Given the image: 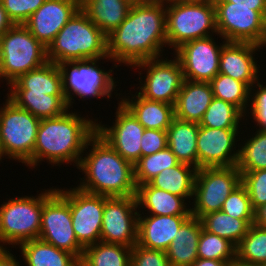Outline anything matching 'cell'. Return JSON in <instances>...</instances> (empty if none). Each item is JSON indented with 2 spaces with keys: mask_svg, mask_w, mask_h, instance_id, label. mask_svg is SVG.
Here are the masks:
<instances>
[{
  "mask_svg": "<svg viewBox=\"0 0 266 266\" xmlns=\"http://www.w3.org/2000/svg\"><path fill=\"white\" fill-rule=\"evenodd\" d=\"M165 6L164 0L132 4L126 19L107 35L108 56L132 68L163 56L167 46Z\"/></svg>",
  "mask_w": 266,
  "mask_h": 266,
  "instance_id": "cell-1",
  "label": "cell"
},
{
  "mask_svg": "<svg viewBox=\"0 0 266 266\" xmlns=\"http://www.w3.org/2000/svg\"><path fill=\"white\" fill-rule=\"evenodd\" d=\"M94 120V121H93ZM86 119L67 110L61 116L41 119L32 154V168L46 159L51 165L73 163L78 166L88 149L89 139L96 133L98 120Z\"/></svg>",
  "mask_w": 266,
  "mask_h": 266,
  "instance_id": "cell-2",
  "label": "cell"
},
{
  "mask_svg": "<svg viewBox=\"0 0 266 266\" xmlns=\"http://www.w3.org/2000/svg\"><path fill=\"white\" fill-rule=\"evenodd\" d=\"M89 153L77 166L85 174L77 188L107 197L136 195L134 165L120 156L97 132L89 139Z\"/></svg>",
  "mask_w": 266,
  "mask_h": 266,
  "instance_id": "cell-3",
  "label": "cell"
},
{
  "mask_svg": "<svg viewBox=\"0 0 266 266\" xmlns=\"http://www.w3.org/2000/svg\"><path fill=\"white\" fill-rule=\"evenodd\" d=\"M49 62L55 64L86 59H108L107 35L79 9L47 48Z\"/></svg>",
  "mask_w": 266,
  "mask_h": 266,
  "instance_id": "cell-4",
  "label": "cell"
},
{
  "mask_svg": "<svg viewBox=\"0 0 266 266\" xmlns=\"http://www.w3.org/2000/svg\"><path fill=\"white\" fill-rule=\"evenodd\" d=\"M165 22L167 45L174 50L188 41L218 35L213 0L166 1Z\"/></svg>",
  "mask_w": 266,
  "mask_h": 266,
  "instance_id": "cell-5",
  "label": "cell"
},
{
  "mask_svg": "<svg viewBox=\"0 0 266 266\" xmlns=\"http://www.w3.org/2000/svg\"><path fill=\"white\" fill-rule=\"evenodd\" d=\"M0 55L2 78L8 86L48 62L47 48L23 24H14L0 37Z\"/></svg>",
  "mask_w": 266,
  "mask_h": 266,
  "instance_id": "cell-6",
  "label": "cell"
},
{
  "mask_svg": "<svg viewBox=\"0 0 266 266\" xmlns=\"http://www.w3.org/2000/svg\"><path fill=\"white\" fill-rule=\"evenodd\" d=\"M39 239L81 259L84 247L78 242L72 226L68 189L52 187L43 192Z\"/></svg>",
  "mask_w": 266,
  "mask_h": 266,
  "instance_id": "cell-7",
  "label": "cell"
},
{
  "mask_svg": "<svg viewBox=\"0 0 266 266\" xmlns=\"http://www.w3.org/2000/svg\"><path fill=\"white\" fill-rule=\"evenodd\" d=\"M41 119L6 99L0 107V139L9 159L32 167V154Z\"/></svg>",
  "mask_w": 266,
  "mask_h": 266,
  "instance_id": "cell-8",
  "label": "cell"
},
{
  "mask_svg": "<svg viewBox=\"0 0 266 266\" xmlns=\"http://www.w3.org/2000/svg\"><path fill=\"white\" fill-rule=\"evenodd\" d=\"M0 206V248L38 239L41 229L43 193L16 197ZM3 244H2V243Z\"/></svg>",
  "mask_w": 266,
  "mask_h": 266,
  "instance_id": "cell-9",
  "label": "cell"
},
{
  "mask_svg": "<svg viewBox=\"0 0 266 266\" xmlns=\"http://www.w3.org/2000/svg\"><path fill=\"white\" fill-rule=\"evenodd\" d=\"M101 59H86L57 64L62 74L63 93L67 100L69 110L74 103L73 94L85 98L110 99L117 84L112 75L113 69L105 71L98 68ZM116 84V85H115ZM73 92V93H71Z\"/></svg>",
  "mask_w": 266,
  "mask_h": 266,
  "instance_id": "cell-10",
  "label": "cell"
},
{
  "mask_svg": "<svg viewBox=\"0 0 266 266\" xmlns=\"http://www.w3.org/2000/svg\"><path fill=\"white\" fill-rule=\"evenodd\" d=\"M241 184V173L236 166L197 169L194 183V206L191 216H202L222 209L224 201Z\"/></svg>",
  "mask_w": 266,
  "mask_h": 266,
  "instance_id": "cell-11",
  "label": "cell"
},
{
  "mask_svg": "<svg viewBox=\"0 0 266 266\" xmlns=\"http://www.w3.org/2000/svg\"><path fill=\"white\" fill-rule=\"evenodd\" d=\"M217 32L227 42L266 41V19L254 7L232 6V2H214Z\"/></svg>",
  "mask_w": 266,
  "mask_h": 266,
  "instance_id": "cell-12",
  "label": "cell"
},
{
  "mask_svg": "<svg viewBox=\"0 0 266 266\" xmlns=\"http://www.w3.org/2000/svg\"><path fill=\"white\" fill-rule=\"evenodd\" d=\"M174 58L149 59L133 66L147 70L144 81L139 77L141 85L138 93L142 97L175 105L184 77L179 60L175 56Z\"/></svg>",
  "mask_w": 266,
  "mask_h": 266,
  "instance_id": "cell-13",
  "label": "cell"
},
{
  "mask_svg": "<svg viewBox=\"0 0 266 266\" xmlns=\"http://www.w3.org/2000/svg\"><path fill=\"white\" fill-rule=\"evenodd\" d=\"M137 208L136 196H105L100 241L133 247L137 243Z\"/></svg>",
  "mask_w": 266,
  "mask_h": 266,
  "instance_id": "cell-14",
  "label": "cell"
},
{
  "mask_svg": "<svg viewBox=\"0 0 266 266\" xmlns=\"http://www.w3.org/2000/svg\"><path fill=\"white\" fill-rule=\"evenodd\" d=\"M212 36L182 44L175 52L186 80L210 82L219 73L220 52L227 43L217 45Z\"/></svg>",
  "mask_w": 266,
  "mask_h": 266,
  "instance_id": "cell-15",
  "label": "cell"
},
{
  "mask_svg": "<svg viewBox=\"0 0 266 266\" xmlns=\"http://www.w3.org/2000/svg\"><path fill=\"white\" fill-rule=\"evenodd\" d=\"M105 196L69 189L72 226L78 242L85 248L100 241Z\"/></svg>",
  "mask_w": 266,
  "mask_h": 266,
  "instance_id": "cell-16",
  "label": "cell"
},
{
  "mask_svg": "<svg viewBox=\"0 0 266 266\" xmlns=\"http://www.w3.org/2000/svg\"><path fill=\"white\" fill-rule=\"evenodd\" d=\"M117 104L114 125L107 126L97 122L96 132L120 156L134 165L141 158V137L145 128L120 101Z\"/></svg>",
  "mask_w": 266,
  "mask_h": 266,
  "instance_id": "cell-17",
  "label": "cell"
},
{
  "mask_svg": "<svg viewBox=\"0 0 266 266\" xmlns=\"http://www.w3.org/2000/svg\"><path fill=\"white\" fill-rule=\"evenodd\" d=\"M238 130L239 128L219 129L199 126L197 169L236 166L238 150L235 142H238L236 139L240 132Z\"/></svg>",
  "mask_w": 266,
  "mask_h": 266,
  "instance_id": "cell-18",
  "label": "cell"
},
{
  "mask_svg": "<svg viewBox=\"0 0 266 266\" xmlns=\"http://www.w3.org/2000/svg\"><path fill=\"white\" fill-rule=\"evenodd\" d=\"M80 9V0H46L23 24L46 48Z\"/></svg>",
  "mask_w": 266,
  "mask_h": 266,
  "instance_id": "cell-19",
  "label": "cell"
},
{
  "mask_svg": "<svg viewBox=\"0 0 266 266\" xmlns=\"http://www.w3.org/2000/svg\"><path fill=\"white\" fill-rule=\"evenodd\" d=\"M259 49L261 46L253 43L227 42L220 52L219 73L244 82L253 94L260 72L253 54Z\"/></svg>",
  "mask_w": 266,
  "mask_h": 266,
  "instance_id": "cell-20",
  "label": "cell"
},
{
  "mask_svg": "<svg viewBox=\"0 0 266 266\" xmlns=\"http://www.w3.org/2000/svg\"><path fill=\"white\" fill-rule=\"evenodd\" d=\"M139 211L137 244L166 252L181 225L191 215H147Z\"/></svg>",
  "mask_w": 266,
  "mask_h": 266,
  "instance_id": "cell-21",
  "label": "cell"
},
{
  "mask_svg": "<svg viewBox=\"0 0 266 266\" xmlns=\"http://www.w3.org/2000/svg\"><path fill=\"white\" fill-rule=\"evenodd\" d=\"M213 98L210 82L184 79L174 105L175 118L199 123Z\"/></svg>",
  "mask_w": 266,
  "mask_h": 266,
  "instance_id": "cell-22",
  "label": "cell"
},
{
  "mask_svg": "<svg viewBox=\"0 0 266 266\" xmlns=\"http://www.w3.org/2000/svg\"><path fill=\"white\" fill-rule=\"evenodd\" d=\"M120 99V102L145 129L167 131L175 118L174 105L148 100L138 92L134 96L132 95L131 99L126 96Z\"/></svg>",
  "mask_w": 266,
  "mask_h": 266,
  "instance_id": "cell-23",
  "label": "cell"
},
{
  "mask_svg": "<svg viewBox=\"0 0 266 266\" xmlns=\"http://www.w3.org/2000/svg\"><path fill=\"white\" fill-rule=\"evenodd\" d=\"M9 86L10 93L64 95L61 71L57 64L49 61L43 66L21 75Z\"/></svg>",
  "mask_w": 266,
  "mask_h": 266,
  "instance_id": "cell-24",
  "label": "cell"
},
{
  "mask_svg": "<svg viewBox=\"0 0 266 266\" xmlns=\"http://www.w3.org/2000/svg\"><path fill=\"white\" fill-rule=\"evenodd\" d=\"M137 206L148 210L149 215H191V207L185 198L165 190L157 189L149 183L137 186Z\"/></svg>",
  "mask_w": 266,
  "mask_h": 266,
  "instance_id": "cell-25",
  "label": "cell"
},
{
  "mask_svg": "<svg viewBox=\"0 0 266 266\" xmlns=\"http://www.w3.org/2000/svg\"><path fill=\"white\" fill-rule=\"evenodd\" d=\"M201 230V221L194 216H190L181 225L166 251L171 266H192L198 259L197 246Z\"/></svg>",
  "mask_w": 266,
  "mask_h": 266,
  "instance_id": "cell-26",
  "label": "cell"
},
{
  "mask_svg": "<svg viewBox=\"0 0 266 266\" xmlns=\"http://www.w3.org/2000/svg\"><path fill=\"white\" fill-rule=\"evenodd\" d=\"M131 6L128 0H80V9L106 35L126 19Z\"/></svg>",
  "mask_w": 266,
  "mask_h": 266,
  "instance_id": "cell-27",
  "label": "cell"
},
{
  "mask_svg": "<svg viewBox=\"0 0 266 266\" xmlns=\"http://www.w3.org/2000/svg\"><path fill=\"white\" fill-rule=\"evenodd\" d=\"M199 123L174 118L167 129V146L180 163L197 168V136Z\"/></svg>",
  "mask_w": 266,
  "mask_h": 266,
  "instance_id": "cell-28",
  "label": "cell"
},
{
  "mask_svg": "<svg viewBox=\"0 0 266 266\" xmlns=\"http://www.w3.org/2000/svg\"><path fill=\"white\" fill-rule=\"evenodd\" d=\"M18 246L27 266H80L75 255L39 238L25 241Z\"/></svg>",
  "mask_w": 266,
  "mask_h": 266,
  "instance_id": "cell-29",
  "label": "cell"
},
{
  "mask_svg": "<svg viewBox=\"0 0 266 266\" xmlns=\"http://www.w3.org/2000/svg\"><path fill=\"white\" fill-rule=\"evenodd\" d=\"M7 98L17 107L29 111L39 119L55 118L69 109L65 95L8 93Z\"/></svg>",
  "mask_w": 266,
  "mask_h": 266,
  "instance_id": "cell-30",
  "label": "cell"
},
{
  "mask_svg": "<svg viewBox=\"0 0 266 266\" xmlns=\"http://www.w3.org/2000/svg\"><path fill=\"white\" fill-rule=\"evenodd\" d=\"M192 167V168H191ZM197 168L186 163L164 169L148 183L160 190H165L185 199H193Z\"/></svg>",
  "mask_w": 266,
  "mask_h": 266,
  "instance_id": "cell-31",
  "label": "cell"
},
{
  "mask_svg": "<svg viewBox=\"0 0 266 266\" xmlns=\"http://www.w3.org/2000/svg\"><path fill=\"white\" fill-rule=\"evenodd\" d=\"M132 247L99 241L83 249L80 266H131Z\"/></svg>",
  "mask_w": 266,
  "mask_h": 266,
  "instance_id": "cell-32",
  "label": "cell"
},
{
  "mask_svg": "<svg viewBox=\"0 0 266 266\" xmlns=\"http://www.w3.org/2000/svg\"><path fill=\"white\" fill-rule=\"evenodd\" d=\"M202 228L212 234L228 239L237 246L246 235L254 219H237L222 210L208 213L200 218Z\"/></svg>",
  "mask_w": 266,
  "mask_h": 266,
  "instance_id": "cell-33",
  "label": "cell"
},
{
  "mask_svg": "<svg viewBox=\"0 0 266 266\" xmlns=\"http://www.w3.org/2000/svg\"><path fill=\"white\" fill-rule=\"evenodd\" d=\"M215 98L224 100L236 106L245 116L250 103V88L244 83L230 76L218 73L210 81Z\"/></svg>",
  "mask_w": 266,
  "mask_h": 266,
  "instance_id": "cell-34",
  "label": "cell"
},
{
  "mask_svg": "<svg viewBox=\"0 0 266 266\" xmlns=\"http://www.w3.org/2000/svg\"><path fill=\"white\" fill-rule=\"evenodd\" d=\"M236 260L266 266V228L251 224L236 246Z\"/></svg>",
  "mask_w": 266,
  "mask_h": 266,
  "instance_id": "cell-35",
  "label": "cell"
},
{
  "mask_svg": "<svg viewBox=\"0 0 266 266\" xmlns=\"http://www.w3.org/2000/svg\"><path fill=\"white\" fill-rule=\"evenodd\" d=\"M255 133L238 149L236 168L240 172L266 169V131L256 128Z\"/></svg>",
  "mask_w": 266,
  "mask_h": 266,
  "instance_id": "cell-36",
  "label": "cell"
},
{
  "mask_svg": "<svg viewBox=\"0 0 266 266\" xmlns=\"http://www.w3.org/2000/svg\"><path fill=\"white\" fill-rule=\"evenodd\" d=\"M178 163L179 161L168 146L159 152L141 157L134 164L136 187L148 183L164 169L174 167Z\"/></svg>",
  "mask_w": 266,
  "mask_h": 266,
  "instance_id": "cell-37",
  "label": "cell"
},
{
  "mask_svg": "<svg viewBox=\"0 0 266 266\" xmlns=\"http://www.w3.org/2000/svg\"><path fill=\"white\" fill-rule=\"evenodd\" d=\"M243 117L244 114L236 106L214 97L199 126L219 129L240 128L239 123Z\"/></svg>",
  "mask_w": 266,
  "mask_h": 266,
  "instance_id": "cell-38",
  "label": "cell"
},
{
  "mask_svg": "<svg viewBox=\"0 0 266 266\" xmlns=\"http://www.w3.org/2000/svg\"><path fill=\"white\" fill-rule=\"evenodd\" d=\"M198 258L226 261L232 265L236 261V246L228 239L212 234L202 228L197 246Z\"/></svg>",
  "mask_w": 266,
  "mask_h": 266,
  "instance_id": "cell-39",
  "label": "cell"
},
{
  "mask_svg": "<svg viewBox=\"0 0 266 266\" xmlns=\"http://www.w3.org/2000/svg\"><path fill=\"white\" fill-rule=\"evenodd\" d=\"M227 215L237 219H254V210L246 188L240 184L224 201L221 209Z\"/></svg>",
  "mask_w": 266,
  "mask_h": 266,
  "instance_id": "cell-40",
  "label": "cell"
},
{
  "mask_svg": "<svg viewBox=\"0 0 266 266\" xmlns=\"http://www.w3.org/2000/svg\"><path fill=\"white\" fill-rule=\"evenodd\" d=\"M240 173L241 184L246 188L251 206L255 211L266 204V169Z\"/></svg>",
  "mask_w": 266,
  "mask_h": 266,
  "instance_id": "cell-41",
  "label": "cell"
},
{
  "mask_svg": "<svg viewBox=\"0 0 266 266\" xmlns=\"http://www.w3.org/2000/svg\"><path fill=\"white\" fill-rule=\"evenodd\" d=\"M46 0H0L13 24H24Z\"/></svg>",
  "mask_w": 266,
  "mask_h": 266,
  "instance_id": "cell-42",
  "label": "cell"
},
{
  "mask_svg": "<svg viewBox=\"0 0 266 266\" xmlns=\"http://www.w3.org/2000/svg\"><path fill=\"white\" fill-rule=\"evenodd\" d=\"M131 266H171L164 251L145 248L139 244L132 247Z\"/></svg>",
  "mask_w": 266,
  "mask_h": 266,
  "instance_id": "cell-43",
  "label": "cell"
},
{
  "mask_svg": "<svg viewBox=\"0 0 266 266\" xmlns=\"http://www.w3.org/2000/svg\"><path fill=\"white\" fill-rule=\"evenodd\" d=\"M258 89L255 90L253 95L250 94L251 104H249L252 119L259 126L258 130L266 131V85L260 84L259 81L256 84Z\"/></svg>",
  "mask_w": 266,
  "mask_h": 266,
  "instance_id": "cell-44",
  "label": "cell"
},
{
  "mask_svg": "<svg viewBox=\"0 0 266 266\" xmlns=\"http://www.w3.org/2000/svg\"><path fill=\"white\" fill-rule=\"evenodd\" d=\"M167 143V131L145 129L141 137V157L163 150Z\"/></svg>",
  "mask_w": 266,
  "mask_h": 266,
  "instance_id": "cell-45",
  "label": "cell"
},
{
  "mask_svg": "<svg viewBox=\"0 0 266 266\" xmlns=\"http://www.w3.org/2000/svg\"><path fill=\"white\" fill-rule=\"evenodd\" d=\"M213 2H232V6L254 7L266 19V0H213Z\"/></svg>",
  "mask_w": 266,
  "mask_h": 266,
  "instance_id": "cell-46",
  "label": "cell"
},
{
  "mask_svg": "<svg viewBox=\"0 0 266 266\" xmlns=\"http://www.w3.org/2000/svg\"><path fill=\"white\" fill-rule=\"evenodd\" d=\"M5 248H0V266H20L19 262L16 260V256L10 253L9 249L6 250Z\"/></svg>",
  "mask_w": 266,
  "mask_h": 266,
  "instance_id": "cell-47",
  "label": "cell"
},
{
  "mask_svg": "<svg viewBox=\"0 0 266 266\" xmlns=\"http://www.w3.org/2000/svg\"><path fill=\"white\" fill-rule=\"evenodd\" d=\"M13 25V22L9 19L2 3L0 2V37Z\"/></svg>",
  "mask_w": 266,
  "mask_h": 266,
  "instance_id": "cell-48",
  "label": "cell"
},
{
  "mask_svg": "<svg viewBox=\"0 0 266 266\" xmlns=\"http://www.w3.org/2000/svg\"><path fill=\"white\" fill-rule=\"evenodd\" d=\"M254 224L266 228V204L254 211Z\"/></svg>",
  "mask_w": 266,
  "mask_h": 266,
  "instance_id": "cell-49",
  "label": "cell"
},
{
  "mask_svg": "<svg viewBox=\"0 0 266 266\" xmlns=\"http://www.w3.org/2000/svg\"><path fill=\"white\" fill-rule=\"evenodd\" d=\"M192 266H231L226 261L198 258Z\"/></svg>",
  "mask_w": 266,
  "mask_h": 266,
  "instance_id": "cell-50",
  "label": "cell"
},
{
  "mask_svg": "<svg viewBox=\"0 0 266 266\" xmlns=\"http://www.w3.org/2000/svg\"><path fill=\"white\" fill-rule=\"evenodd\" d=\"M231 266H262V265L246 264L236 260Z\"/></svg>",
  "mask_w": 266,
  "mask_h": 266,
  "instance_id": "cell-51",
  "label": "cell"
},
{
  "mask_svg": "<svg viewBox=\"0 0 266 266\" xmlns=\"http://www.w3.org/2000/svg\"><path fill=\"white\" fill-rule=\"evenodd\" d=\"M131 4H139V3H144L150 0H128Z\"/></svg>",
  "mask_w": 266,
  "mask_h": 266,
  "instance_id": "cell-52",
  "label": "cell"
},
{
  "mask_svg": "<svg viewBox=\"0 0 266 266\" xmlns=\"http://www.w3.org/2000/svg\"><path fill=\"white\" fill-rule=\"evenodd\" d=\"M4 156H6V155H5L4 151H3L2 144H1V139H0V161L2 160V158H4Z\"/></svg>",
  "mask_w": 266,
  "mask_h": 266,
  "instance_id": "cell-53",
  "label": "cell"
},
{
  "mask_svg": "<svg viewBox=\"0 0 266 266\" xmlns=\"http://www.w3.org/2000/svg\"><path fill=\"white\" fill-rule=\"evenodd\" d=\"M3 79L2 78V71H1V55H0V80Z\"/></svg>",
  "mask_w": 266,
  "mask_h": 266,
  "instance_id": "cell-54",
  "label": "cell"
}]
</instances>
